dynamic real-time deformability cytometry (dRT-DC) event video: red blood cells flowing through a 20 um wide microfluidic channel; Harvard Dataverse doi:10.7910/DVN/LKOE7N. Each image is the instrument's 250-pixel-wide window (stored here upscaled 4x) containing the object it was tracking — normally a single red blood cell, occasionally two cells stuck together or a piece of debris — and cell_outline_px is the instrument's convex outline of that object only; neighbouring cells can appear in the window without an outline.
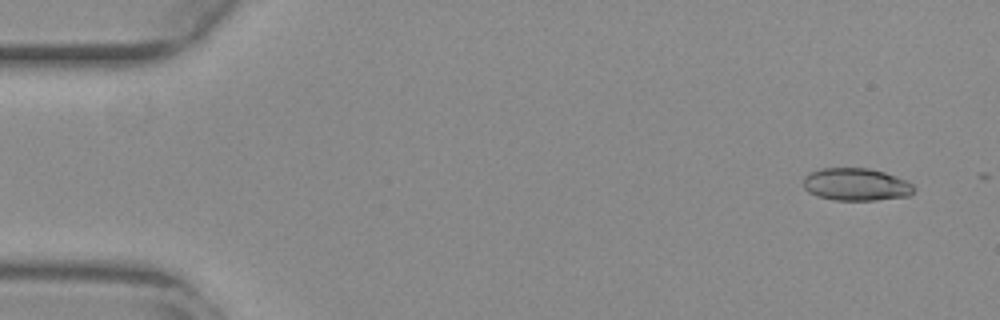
{"species": "common noctule bat (a hibernating species)", "species_latin": "Nyctalus noctula", "temperature_condition": "warm", "stored_images_in_passage": 9, "camera_frame_rate_fps": 3000, "um_per_image_px": 0.085, "animal": {"sex": "female", "body_mass_g": 29.2, "forearm_length_mm": 56.3}, "frame": {"image": 1, "passage_image": 1, "time_ms": 0.0, "image_size_px": [1000, 320], "cell_outline_px": [[916, 188], [908, 196], [876, 200], [836, 200], [816, 196], [808, 192], [804, 188], [804, 176], [808, 172], [820, 168], [868, 168], [884, 172], [908, 180]], "centroid_in_image_um": [72.75, 15.67], "position_along_channel_um": 12.2, "area_um2": 21.15}}